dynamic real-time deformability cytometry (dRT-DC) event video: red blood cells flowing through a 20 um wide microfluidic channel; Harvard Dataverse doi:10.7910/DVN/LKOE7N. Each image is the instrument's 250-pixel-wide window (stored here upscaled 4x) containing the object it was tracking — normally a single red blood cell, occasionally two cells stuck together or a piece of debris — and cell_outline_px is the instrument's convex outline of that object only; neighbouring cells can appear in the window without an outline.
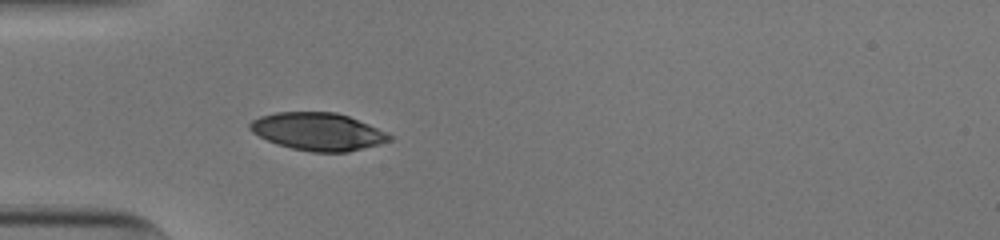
{"species": "human", "species_latin": "Homo sapiens", "temperature_condition": "cold", "stored_images_in_passage": 37, "camera_frame_rate_fps": 3000, "um_per_image_px": 0.085, "donor": {"sex": "male"}, "frame": {"image": 1, "passage_image": 1, "time_ms": 0.0, "image_size_px": [1000, 240], "cell_outline_px": [[392, 140], [380, 144], [348, 152], [312, 152], [292, 148], [276, 144], [252, 132], [248, 128], [248, 124], [252, 120], [260, 116], [276, 112], [336, 112], [348, 116], [368, 124], [392, 136]], "centroid_in_image_um": [27.0, 11.18], "position_along_channel_um": 58.0, "area_um2": 30.46}}
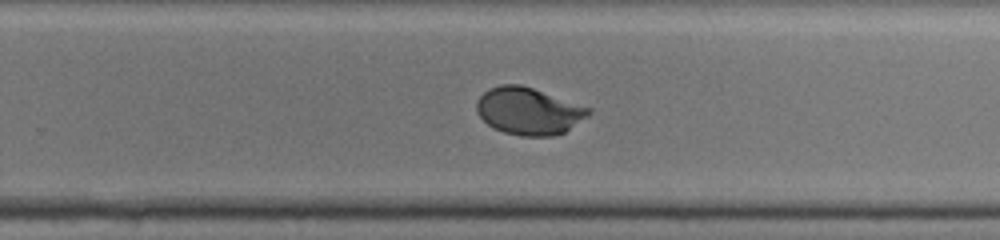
{"frame": {"image": 2, "passage_image": 19, "time_ms": 6.0, "image_size_px": [1000, 240], "cell_outline_px": [[592, 112], [588, 116], [564, 132], [552, 136], [520, 136], [504, 132], [492, 128], [476, 112], [476, 100], [488, 88], [500, 84], [520, 84], [592, 108]], "centroid_in_image_um": [44.91, 9.44], "position_along_channel_um": 284.9, "area_um2": 30.81}}
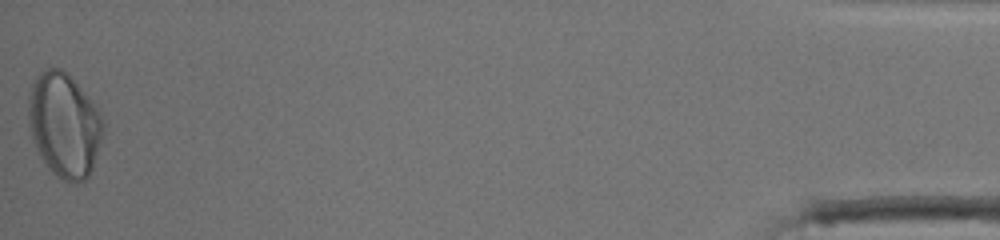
{"frame": {"image": 3, "passage_image": 37, "time_ms": 12.0, "image_size_px": [1000, 240], "cell_outline_px": [[104, 128], [92, 168], [88, 176], [84, 180], [76, 184], [72, 184], [56, 176], [48, 168], [40, 156], [36, 148], [28, 124], [28, 96], [32, 84], [36, 76], [40, 72], [48, 68], [60, 68], [68, 72], [96, 108], [104, 120]], "centroid_in_image_um": [5.44, 10.63], "position_along_channel_um": 429.8, "area_um2": 45.32}, "authors_computed_cell_mechanics": {"area_um2": 30.6918, "velocity_mm_per_s": 3.9021, "shape_relaxation_time_tau1_ms": 3.8567, "shape_relaxation_time_tau2_ms": null, "deformation_change_tau1": 0.1728, "deformation_change_tau2": null}}